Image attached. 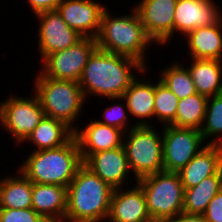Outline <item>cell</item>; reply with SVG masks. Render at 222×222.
Instances as JSON below:
<instances>
[{"label": "cell", "instance_id": "1", "mask_svg": "<svg viewBox=\"0 0 222 222\" xmlns=\"http://www.w3.org/2000/svg\"><path fill=\"white\" fill-rule=\"evenodd\" d=\"M147 69L136 59L96 48L87 60L79 85L85 98L90 94L103 98L122 97L137 77L133 73L143 74Z\"/></svg>", "mask_w": 222, "mask_h": 222}, {"label": "cell", "instance_id": "2", "mask_svg": "<svg viewBox=\"0 0 222 222\" xmlns=\"http://www.w3.org/2000/svg\"><path fill=\"white\" fill-rule=\"evenodd\" d=\"M113 190L82 165L67 187L64 222H107Z\"/></svg>", "mask_w": 222, "mask_h": 222}, {"label": "cell", "instance_id": "3", "mask_svg": "<svg viewBox=\"0 0 222 222\" xmlns=\"http://www.w3.org/2000/svg\"><path fill=\"white\" fill-rule=\"evenodd\" d=\"M95 39L98 49L131 57L140 62L145 68L148 67L146 65V51L150 44L154 43L147 35L134 7L130 15L124 14L119 17H113L106 8L103 11L99 33Z\"/></svg>", "mask_w": 222, "mask_h": 222}, {"label": "cell", "instance_id": "4", "mask_svg": "<svg viewBox=\"0 0 222 222\" xmlns=\"http://www.w3.org/2000/svg\"><path fill=\"white\" fill-rule=\"evenodd\" d=\"M83 165L75 137L63 146L33 151L18 169L32 183L68 187Z\"/></svg>", "mask_w": 222, "mask_h": 222}, {"label": "cell", "instance_id": "5", "mask_svg": "<svg viewBox=\"0 0 222 222\" xmlns=\"http://www.w3.org/2000/svg\"><path fill=\"white\" fill-rule=\"evenodd\" d=\"M38 72L33 89L45 116L61 120L75 130V122H78L77 118L86 101L79 82L56 80Z\"/></svg>", "mask_w": 222, "mask_h": 222}, {"label": "cell", "instance_id": "6", "mask_svg": "<svg viewBox=\"0 0 222 222\" xmlns=\"http://www.w3.org/2000/svg\"><path fill=\"white\" fill-rule=\"evenodd\" d=\"M136 182L143 190L153 222H162L183 213L184 187L177 172L163 170Z\"/></svg>", "mask_w": 222, "mask_h": 222}, {"label": "cell", "instance_id": "7", "mask_svg": "<svg viewBox=\"0 0 222 222\" xmlns=\"http://www.w3.org/2000/svg\"><path fill=\"white\" fill-rule=\"evenodd\" d=\"M153 125H136L123 136L130 170L135 181L163 171V138Z\"/></svg>", "mask_w": 222, "mask_h": 222}, {"label": "cell", "instance_id": "8", "mask_svg": "<svg viewBox=\"0 0 222 222\" xmlns=\"http://www.w3.org/2000/svg\"><path fill=\"white\" fill-rule=\"evenodd\" d=\"M44 117L45 112L35 94L28 99L10 95L0 103V125L11 133L17 144H24Z\"/></svg>", "mask_w": 222, "mask_h": 222}, {"label": "cell", "instance_id": "9", "mask_svg": "<svg viewBox=\"0 0 222 222\" xmlns=\"http://www.w3.org/2000/svg\"><path fill=\"white\" fill-rule=\"evenodd\" d=\"M163 170L178 172L207 146L199 130L165 125L162 128Z\"/></svg>", "mask_w": 222, "mask_h": 222}, {"label": "cell", "instance_id": "10", "mask_svg": "<svg viewBox=\"0 0 222 222\" xmlns=\"http://www.w3.org/2000/svg\"><path fill=\"white\" fill-rule=\"evenodd\" d=\"M97 48L95 38H82L75 45L47 55L40 72L52 79L79 82L89 56Z\"/></svg>", "mask_w": 222, "mask_h": 222}, {"label": "cell", "instance_id": "11", "mask_svg": "<svg viewBox=\"0 0 222 222\" xmlns=\"http://www.w3.org/2000/svg\"><path fill=\"white\" fill-rule=\"evenodd\" d=\"M177 0H141L135 4L147 35L163 45L174 36V11Z\"/></svg>", "mask_w": 222, "mask_h": 222}, {"label": "cell", "instance_id": "12", "mask_svg": "<svg viewBox=\"0 0 222 222\" xmlns=\"http://www.w3.org/2000/svg\"><path fill=\"white\" fill-rule=\"evenodd\" d=\"M39 19L38 51L42 60L49 54L75 45L83 37L70 28L57 10L36 14Z\"/></svg>", "mask_w": 222, "mask_h": 222}, {"label": "cell", "instance_id": "13", "mask_svg": "<svg viewBox=\"0 0 222 222\" xmlns=\"http://www.w3.org/2000/svg\"><path fill=\"white\" fill-rule=\"evenodd\" d=\"M105 9L95 0H62L56 10L67 25L83 38H96Z\"/></svg>", "mask_w": 222, "mask_h": 222}, {"label": "cell", "instance_id": "14", "mask_svg": "<svg viewBox=\"0 0 222 222\" xmlns=\"http://www.w3.org/2000/svg\"><path fill=\"white\" fill-rule=\"evenodd\" d=\"M212 0H177L174 11V34L186 36L199 27L217 23L221 18L220 7Z\"/></svg>", "mask_w": 222, "mask_h": 222}, {"label": "cell", "instance_id": "15", "mask_svg": "<svg viewBox=\"0 0 222 222\" xmlns=\"http://www.w3.org/2000/svg\"><path fill=\"white\" fill-rule=\"evenodd\" d=\"M83 165L113 189L122 188L127 182L130 167L123 145L113 150L89 155Z\"/></svg>", "mask_w": 222, "mask_h": 222}, {"label": "cell", "instance_id": "16", "mask_svg": "<svg viewBox=\"0 0 222 222\" xmlns=\"http://www.w3.org/2000/svg\"><path fill=\"white\" fill-rule=\"evenodd\" d=\"M135 183L136 186L132 185V188L126 191L123 188L113 190L107 222H153L143 190Z\"/></svg>", "mask_w": 222, "mask_h": 222}, {"label": "cell", "instance_id": "17", "mask_svg": "<svg viewBox=\"0 0 222 222\" xmlns=\"http://www.w3.org/2000/svg\"><path fill=\"white\" fill-rule=\"evenodd\" d=\"M74 130L81 158L84 161L89 155L100 151L113 150L123 144L124 132L119 128L91 121L85 129Z\"/></svg>", "mask_w": 222, "mask_h": 222}, {"label": "cell", "instance_id": "18", "mask_svg": "<svg viewBox=\"0 0 222 222\" xmlns=\"http://www.w3.org/2000/svg\"><path fill=\"white\" fill-rule=\"evenodd\" d=\"M222 168V145L207 144L177 173L184 189L200 184Z\"/></svg>", "mask_w": 222, "mask_h": 222}, {"label": "cell", "instance_id": "19", "mask_svg": "<svg viewBox=\"0 0 222 222\" xmlns=\"http://www.w3.org/2000/svg\"><path fill=\"white\" fill-rule=\"evenodd\" d=\"M31 207L48 222H64L67 208V187L33 183Z\"/></svg>", "mask_w": 222, "mask_h": 222}, {"label": "cell", "instance_id": "20", "mask_svg": "<svg viewBox=\"0 0 222 222\" xmlns=\"http://www.w3.org/2000/svg\"><path fill=\"white\" fill-rule=\"evenodd\" d=\"M185 38L191 59L222 61V18L213 25L190 31Z\"/></svg>", "mask_w": 222, "mask_h": 222}, {"label": "cell", "instance_id": "21", "mask_svg": "<svg viewBox=\"0 0 222 222\" xmlns=\"http://www.w3.org/2000/svg\"><path fill=\"white\" fill-rule=\"evenodd\" d=\"M137 78L131 82L122 98L126 102L129 115L140 119L135 125H152L144 120L154 117L155 83L150 82L149 79L138 80Z\"/></svg>", "mask_w": 222, "mask_h": 222}, {"label": "cell", "instance_id": "22", "mask_svg": "<svg viewBox=\"0 0 222 222\" xmlns=\"http://www.w3.org/2000/svg\"><path fill=\"white\" fill-rule=\"evenodd\" d=\"M74 137V130L61 120L45 116L24 141L35 145L34 151L63 146Z\"/></svg>", "mask_w": 222, "mask_h": 222}, {"label": "cell", "instance_id": "23", "mask_svg": "<svg viewBox=\"0 0 222 222\" xmlns=\"http://www.w3.org/2000/svg\"><path fill=\"white\" fill-rule=\"evenodd\" d=\"M187 69L198 94L212 97L222 93V61L214 59H191Z\"/></svg>", "mask_w": 222, "mask_h": 222}, {"label": "cell", "instance_id": "24", "mask_svg": "<svg viewBox=\"0 0 222 222\" xmlns=\"http://www.w3.org/2000/svg\"><path fill=\"white\" fill-rule=\"evenodd\" d=\"M19 175L0 180V208L27 209L32 206L33 183L19 170Z\"/></svg>", "mask_w": 222, "mask_h": 222}, {"label": "cell", "instance_id": "25", "mask_svg": "<svg viewBox=\"0 0 222 222\" xmlns=\"http://www.w3.org/2000/svg\"><path fill=\"white\" fill-rule=\"evenodd\" d=\"M222 189V168L192 188L184 189L183 213L202 215L211 199Z\"/></svg>", "mask_w": 222, "mask_h": 222}, {"label": "cell", "instance_id": "26", "mask_svg": "<svg viewBox=\"0 0 222 222\" xmlns=\"http://www.w3.org/2000/svg\"><path fill=\"white\" fill-rule=\"evenodd\" d=\"M207 100L208 97L198 93L180 99L175 120L170 125L200 131L205 119Z\"/></svg>", "mask_w": 222, "mask_h": 222}, {"label": "cell", "instance_id": "27", "mask_svg": "<svg viewBox=\"0 0 222 222\" xmlns=\"http://www.w3.org/2000/svg\"><path fill=\"white\" fill-rule=\"evenodd\" d=\"M160 80L180 100L197 93L195 84L187 67L175 62L161 71Z\"/></svg>", "mask_w": 222, "mask_h": 222}, {"label": "cell", "instance_id": "28", "mask_svg": "<svg viewBox=\"0 0 222 222\" xmlns=\"http://www.w3.org/2000/svg\"><path fill=\"white\" fill-rule=\"evenodd\" d=\"M200 132L204 141L213 137L207 144L222 145V93L208 97L205 119Z\"/></svg>", "mask_w": 222, "mask_h": 222}, {"label": "cell", "instance_id": "29", "mask_svg": "<svg viewBox=\"0 0 222 222\" xmlns=\"http://www.w3.org/2000/svg\"><path fill=\"white\" fill-rule=\"evenodd\" d=\"M178 101L160 79L155 83L154 117H157L163 126L170 125L175 120Z\"/></svg>", "mask_w": 222, "mask_h": 222}, {"label": "cell", "instance_id": "30", "mask_svg": "<svg viewBox=\"0 0 222 222\" xmlns=\"http://www.w3.org/2000/svg\"><path fill=\"white\" fill-rule=\"evenodd\" d=\"M108 99H111L112 101L117 99L119 102L124 101L123 102L124 104H120L118 102V104L111 105L105 108L103 112V119L105 120L97 119V121L108 126L119 128L124 133H126L128 129L130 130L134 128L136 126L135 124L130 128L127 127V125L129 124L128 122L129 116H128V108H127L125 100L122 97L108 98Z\"/></svg>", "mask_w": 222, "mask_h": 222}, {"label": "cell", "instance_id": "31", "mask_svg": "<svg viewBox=\"0 0 222 222\" xmlns=\"http://www.w3.org/2000/svg\"><path fill=\"white\" fill-rule=\"evenodd\" d=\"M0 222H48L32 207L27 209L0 208Z\"/></svg>", "mask_w": 222, "mask_h": 222}, {"label": "cell", "instance_id": "32", "mask_svg": "<svg viewBox=\"0 0 222 222\" xmlns=\"http://www.w3.org/2000/svg\"><path fill=\"white\" fill-rule=\"evenodd\" d=\"M202 215L206 222H222V189L211 199Z\"/></svg>", "mask_w": 222, "mask_h": 222}, {"label": "cell", "instance_id": "33", "mask_svg": "<svg viewBox=\"0 0 222 222\" xmlns=\"http://www.w3.org/2000/svg\"><path fill=\"white\" fill-rule=\"evenodd\" d=\"M34 15L45 11L56 10L62 0H27Z\"/></svg>", "mask_w": 222, "mask_h": 222}, {"label": "cell", "instance_id": "34", "mask_svg": "<svg viewBox=\"0 0 222 222\" xmlns=\"http://www.w3.org/2000/svg\"><path fill=\"white\" fill-rule=\"evenodd\" d=\"M162 222H206L203 215L180 213Z\"/></svg>", "mask_w": 222, "mask_h": 222}]
</instances>
